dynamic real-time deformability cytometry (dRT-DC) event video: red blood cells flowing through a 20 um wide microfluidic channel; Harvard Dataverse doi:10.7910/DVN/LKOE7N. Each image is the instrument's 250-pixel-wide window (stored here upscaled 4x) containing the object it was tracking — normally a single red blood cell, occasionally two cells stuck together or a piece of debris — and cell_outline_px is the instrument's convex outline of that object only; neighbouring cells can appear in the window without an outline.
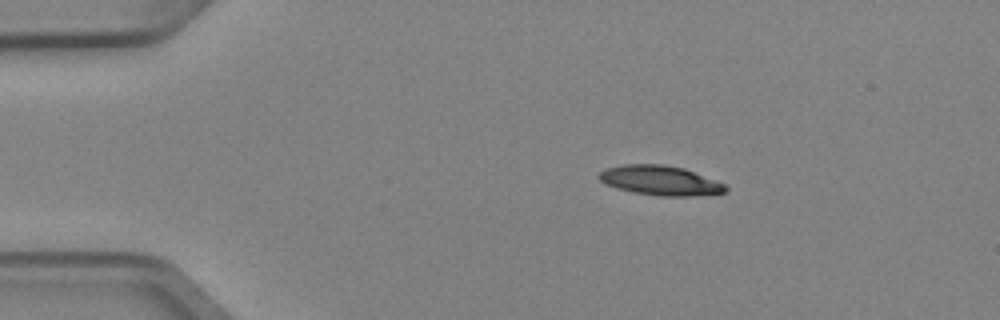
{"species": "Egyptian fruit bat (a non-hibernating species)", "species_latin": "Rousettus aegyptiacus", "temperature_condition": "cold", "stored_images_in_passage": 8, "camera_frame_rate_fps": 3000, "um_per_image_px": 0.085, "animal": {"sex": "female"}, "frame": {"image": 1, "passage_image": 3, "time_ms": 0.667, "image_size_px": [1000, 320], "cell_outline_px": [[728, 188], [724, 192], [692, 196], [660, 196], [636, 192], [616, 188], [604, 184], [596, 176], [600, 172], [608, 168], [620, 164], [664, 164], [684, 168], [716, 180], [724, 184]], "centroid_in_image_um": [56.09, 15.33], "position_along_channel_um": 28.9, "area_um2": 21.79}}
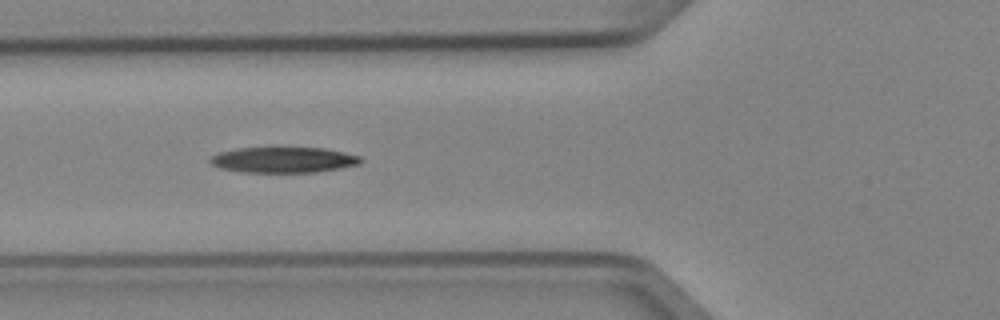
{"frame": {"image": 2, "passage_image": 6, "time_ms": 1.667, "image_size_px": [1000, 320], "cell_outline_px": [[364, 160], [360, 164], [340, 168], [316, 172], [240, 172], [220, 168], [212, 164], [208, 160], [212, 156], [220, 152], [236, 148], [324, 148], [344, 152], [360, 156]], "centroid_in_image_um": [24.11, 13.59], "position_along_channel_um": 101.7, "area_um2": 22.48}}
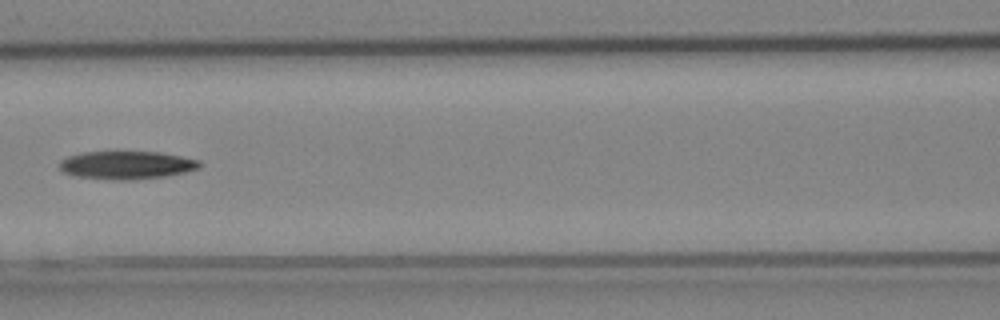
{"frame": {"image": 3, "passage_image": 7, "time_ms": 2.0, "image_size_px": [1000, 320], "cell_outline_px": [[200, 168], [184, 172], [164, 176], [132, 180], [112, 180], [72, 176], [64, 172], [60, 168], [60, 160], [68, 156], [80, 152], [160, 152], [200, 160]], "centroid_in_image_um": [10.73, 14.04], "position_along_channel_um": 155.9, "area_um2": 22.95}}